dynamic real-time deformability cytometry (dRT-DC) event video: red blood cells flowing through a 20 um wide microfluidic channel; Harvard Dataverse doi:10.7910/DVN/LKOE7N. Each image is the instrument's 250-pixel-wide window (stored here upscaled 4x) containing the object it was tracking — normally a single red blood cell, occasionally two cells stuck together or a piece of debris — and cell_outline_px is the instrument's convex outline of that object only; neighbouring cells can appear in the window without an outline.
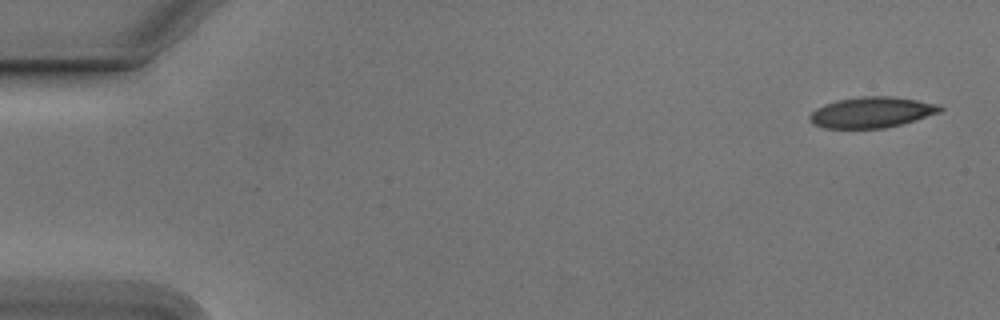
{"species": "Egyptian fruit bat (a non-hibernating species)", "species_latin": "Rousettus aegyptiacus", "temperature_condition": "cold", "stored_images_in_passage": 53, "camera_frame_rate_fps": 3000, "um_per_image_px": 0.085, "animal": {"sex": "male"}, "frame": {"image": 1, "passage_image": 1, "time_ms": 0.0, "image_size_px": [1000, 320], "cell_outline_px": [[944, 108], [940, 112], [916, 120], [884, 128], [824, 128], [812, 124], [808, 120], [808, 116], [816, 108], [824, 104], [836, 100], [860, 96], [892, 96], [940, 104]], "centroid_in_image_um": [74.07, 9.54], "position_along_channel_um": 10.9, "area_um2": 23.52}}
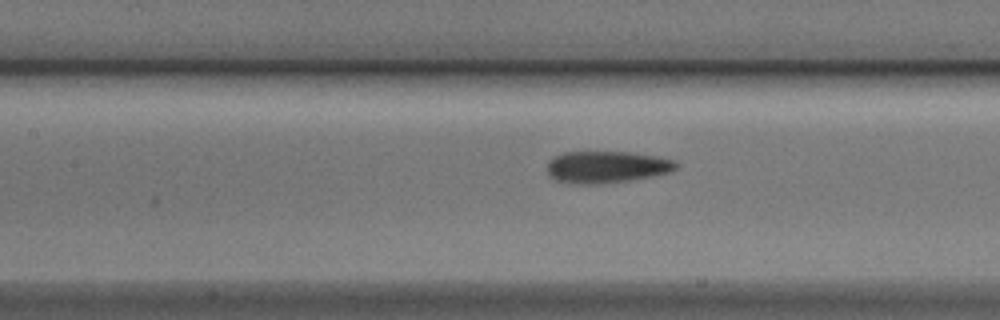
{"frame": {"image": 2, "passage_image": 23, "time_ms": 7.333, "image_size_px": [1000, 320], "cell_outline_px": [[680, 164], [672, 172], [652, 176], [628, 180], [600, 184], [576, 184], [552, 180], [548, 176], [548, 160], [564, 152], [628, 152], [656, 156], [676, 160]], "centroid_in_image_um": [51.56, 14.2], "position_along_channel_um": 155.8, "area_um2": 24.16}}
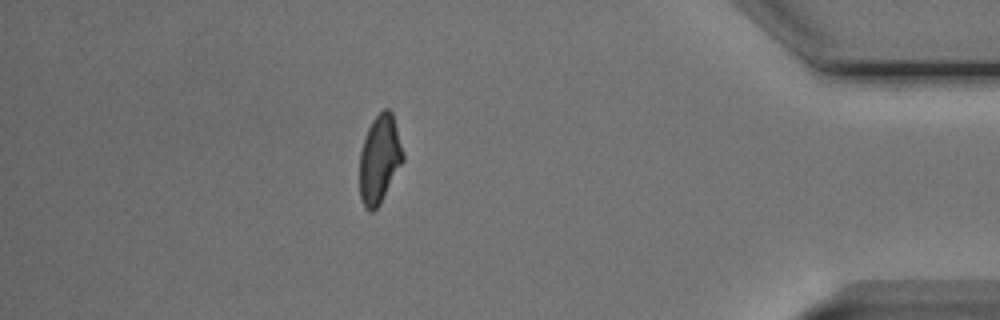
{"frame": {"image": 3, "passage_image": 46, "time_ms": 15.0, "image_size_px": [1000, 320], "cell_outline_px": [[404, 160], [380, 204], [372, 212], [368, 212], [364, 208], [360, 196], [360, 152], [368, 128], [372, 120], [384, 108], [388, 108], [392, 112], [404, 156]], "centroid_in_image_um": [32.25, 13.55], "position_along_channel_um": 402.9, "area_um2": 22.14}, "authors_computed_cell_mechanics": {"area_um2": 23.6402, "velocity_mm_per_s": 3.7854, "shape_relaxation_time_tau1_ms": 3.7495, "shape_relaxation_time_tau2_ms": 1.5925, "deformation_change_tau1": 0.1345, "deformation_change_tau2": 0.0888}}